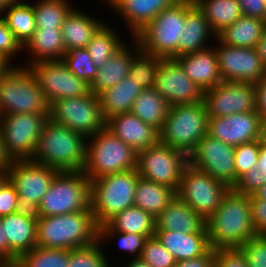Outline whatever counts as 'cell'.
<instances>
[{
    "label": "cell",
    "mask_w": 266,
    "mask_h": 267,
    "mask_svg": "<svg viewBox=\"0 0 266 267\" xmlns=\"http://www.w3.org/2000/svg\"><path fill=\"white\" fill-rule=\"evenodd\" d=\"M211 248H240L243 243L257 235L251 218L249 195L234 189L223 196L220 206L206 221Z\"/></svg>",
    "instance_id": "cell-1"
},
{
    "label": "cell",
    "mask_w": 266,
    "mask_h": 267,
    "mask_svg": "<svg viewBox=\"0 0 266 267\" xmlns=\"http://www.w3.org/2000/svg\"><path fill=\"white\" fill-rule=\"evenodd\" d=\"M88 138L48 119L30 161L59 171H83Z\"/></svg>",
    "instance_id": "cell-2"
},
{
    "label": "cell",
    "mask_w": 266,
    "mask_h": 267,
    "mask_svg": "<svg viewBox=\"0 0 266 267\" xmlns=\"http://www.w3.org/2000/svg\"><path fill=\"white\" fill-rule=\"evenodd\" d=\"M98 241L99 225L92 210L37 216V247L72 250Z\"/></svg>",
    "instance_id": "cell-3"
},
{
    "label": "cell",
    "mask_w": 266,
    "mask_h": 267,
    "mask_svg": "<svg viewBox=\"0 0 266 267\" xmlns=\"http://www.w3.org/2000/svg\"><path fill=\"white\" fill-rule=\"evenodd\" d=\"M136 167L137 153L107 128L88 138L83 172L90 181Z\"/></svg>",
    "instance_id": "cell-4"
},
{
    "label": "cell",
    "mask_w": 266,
    "mask_h": 267,
    "mask_svg": "<svg viewBox=\"0 0 266 267\" xmlns=\"http://www.w3.org/2000/svg\"><path fill=\"white\" fill-rule=\"evenodd\" d=\"M13 113L50 114L37 79L23 65H14L0 77V116Z\"/></svg>",
    "instance_id": "cell-5"
},
{
    "label": "cell",
    "mask_w": 266,
    "mask_h": 267,
    "mask_svg": "<svg viewBox=\"0 0 266 267\" xmlns=\"http://www.w3.org/2000/svg\"><path fill=\"white\" fill-rule=\"evenodd\" d=\"M91 181L83 171H60L37 207V216L91 210Z\"/></svg>",
    "instance_id": "cell-6"
},
{
    "label": "cell",
    "mask_w": 266,
    "mask_h": 267,
    "mask_svg": "<svg viewBox=\"0 0 266 267\" xmlns=\"http://www.w3.org/2000/svg\"><path fill=\"white\" fill-rule=\"evenodd\" d=\"M208 133V113L203 102L170 106L160 142L187 156Z\"/></svg>",
    "instance_id": "cell-7"
},
{
    "label": "cell",
    "mask_w": 266,
    "mask_h": 267,
    "mask_svg": "<svg viewBox=\"0 0 266 267\" xmlns=\"http://www.w3.org/2000/svg\"><path fill=\"white\" fill-rule=\"evenodd\" d=\"M139 175L136 169L102 176L91 181V210L97 224L134 205Z\"/></svg>",
    "instance_id": "cell-8"
},
{
    "label": "cell",
    "mask_w": 266,
    "mask_h": 267,
    "mask_svg": "<svg viewBox=\"0 0 266 267\" xmlns=\"http://www.w3.org/2000/svg\"><path fill=\"white\" fill-rule=\"evenodd\" d=\"M182 25H185V0L161 11L133 38L141 51L162 59H175Z\"/></svg>",
    "instance_id": "cell-9"
},
{
    "label": "cell",
    "mask_w": 266,
    "mask_h": 267,
    "mask_svg": "<svg viewBox=\"0 0 266 267\" xmlns=\"http://www.w3.org/2000/svg\"><path fill=\"white\" fill-rule=\"evenodd\" d=\"M49 118L87 138L106 128L99 98L91 91L84 96L54 101L50 105Z\"/></svg>",
    "instance_id": "cell-10"
},
{
    "label": "cell",
    "mask_w": 266,
    "mask_h": 267,
    "mask_svg": "<svg viewBox=\"0 0 266 267\" xmlns=\"http://www.w3.org/2000/svg\"><path fill=\"white\" fill-rule=\"evenodd\" d=\"M188 156L160 141L137 153L138 175L146 180L165 185L177 192Z\"/></svg>",
    "instance_id": "cell-11"
},
{
    "label": "cell",
    "mask_w": 266,
    "mask_h": 267,
    "mask_svg": "<svg viewBox=\"0 0 266 267\" xmlns=\"http://www.w3.org/2000/svg\"><path fill=\"white\" fill-rule=\"evenodd\" d=\"M229 189L224 183L188 164L183 170L176 195L206 221L220 206Z\"/></svg>",
    "instance_id": "cell-12"
},
{
    "label": "cell",
    "mask_w": 266,
    "mask_h": 267,
    "mask_svg": "<svg viewBox=\"0 0 266 267\" xmlns=\"http://www.w3.org/2000/svg\"><path fill=\"white\" fill-rule=\"evenodd\" d=\"M49 114L13 113L0 116V131L13 160H30Z\"/></svg>",
    "instance_id": "cell-13"
},
{
    "label": "cell",
    "mask_w": 266,
    "mask_h": 267,
    "mask_svg": "<svg viewBox=\"0 0 266 267\" xmlns=\"http://www.w3.org/2000/svg\"><path fill=\"white\" fill-rule=\"evenodd\" d=\"M59 172L55 168L30 160H14L7 175L19 196L20 209L36 213L43 196Z\"/></svg>",
    "instance_id": "cell-14"
},
{
    "label": "cell",
    "mask_w": 266,
    "mask_h": 267,
    "mask_svg": "<svg viewBox=\"0 0 266 267\" xmlns=\"http://www.w3.org/2000/svg\"><path fill=\"white\" fill-rule=\"evenodd\" d=\"M234 149L207 133L188 155V164L233 189L239 180L234 166Z\"/></svg>",
    "instance_id": "cell-15"
},
{
    "label": "cell",
    "mask_w": 266,
    "mask_h": 267,
    "mask_svg": "<svg viewBox=\"0 0 266 267\" xmlns=\"http://www.w3.org/2000/svg\"><path fill=\"white\" fill-rule=\"evenodd\" d=\"M49 105L54 101L84 96L90 85L76 77L62 60L41 61L28 66Z\"/></svg>",
    "instance_id": "cell-16"
},
{
    "label": "cell",
    "mask_w": 266,
    "mask_h": 267,
    "mask_svg": "<svg viewBox=\"0 0 266 267\" xmlns=\"http://www.w3.org/2000/svg\"><path fill=\"white\" fill-rule=\"evenodd\" d=\"M256 98V84L222 81L204 91L203 101L208 118H214L257 110Z\"/></svg>",
    "instance_id": "cell-17"
},
{
    "label": "cell",
    "mask_w": 266,
    "mask_h": 267,
    "mask_svg": "<svg viewBox=\"0 0 266 267\" xmlns=\"http://www.w3.org/2000/svg\"><path fill=\"white\" fill-rule=\"evenodd\" d=\"M222 81H240L256 84L266 67L256 48L233 47L213 40Z\"/></svg>",
    "instance_id": "cell-18"
},
{
    "label": "cell",
    "mask_w": 266,
    "mask_h": 267,
    "mask_svg": "<svg viewBox=\"0 0 266 267\" xmlns=\"http://www.w3.org/2000/svg\"><path fill=\"white\" fill-rule=\"evenodd\" d=\"M154 89L170 106L203 102L204 91L184 72L176 59H161Z\"/></svg>",
    "instance_id": "cell-19"
},
{
    "label": "cell",
    "mask_w": 266,
    "mask_h": 267,
    "mask_svg": "<svg viewBox=\"0 0 266 267\" xmlns=\"http://www.w3.org/2000/svg\"><path fill=\"white\" fill-rule=\"evenodd\" d=\"M261 126L257 110L208 118V134L233 147L262 139Z\"/></svg>",
    "instance_id": "cell-20"
},
{
    "label": "cell",
    "mask_w": 266,
    "mask_h": 267,
    "mask_svg": "<svg viewBox=\"0 0 266 267\" xmlns=\"http://www.w3.org/2000/svg\"><path fill=\"white\" fill-rule=\"evenodd\" d=\"M127 24L130 38L141 31L161 11L180 0H101ZM132 34V35H131Z\"/></svg>",
    "instance_id": "cell-21"
},
{
    "label": "cell",
    "mask_w": 266,
    "mask_h": 267,
    "mask_svg": "<svg viewBox=\"0 0 266 267\" xmlns=\"http://www.w3.org/2000/svg\"><path fill=\"white\" fill-rule=\"evenodd\" d=\"M1 224L10 247V262H17L23 253L37 247V215L35 213L19 210L1 217Z\"/></svg>",
    "instance_id": "cell-22"
},
{
    "label": "cell",
    "mask_w": 266,
    "mask_h": 267,
    "mask_svg": "<svg viewBox=\"0 0 266 267\" xmlns=\"http://www.w3.org/2000/svg\"><path fill=\"white\" fill-rule=\"evenodd\" d=\"M106 128L136 153L160 141V132L153 126L145 124L131 112L109 118L106 121Z\"/></svg>",
    "instance_id": "cell-23"
},
{
    "label": "cell",
    "mask_w": 266,
    "mask_h": 267,
    "mask_svg": "<svg viewBox=\"0 0 266 267\" xmlns=\"http://www.w3.org/2000/svg\"><path fill=\"white\" fill-rule=\"evenodd\" d=\"M212 39L216 40V35L203 13L193 0H185V25L178 41V57L212 47Z\"/></svg>",
    "instance_id": "cell-24"
},
{
    "label": "cell",
    "mask_w": 266,
    "mask_h": 267,
    "mask_svg": "<svg viewBox=\"0 0 266 267\" xmlns=\"http://www.w3.org/2000/svg\"><path fill=\"white\" fill-rule=\"evenodd\" d=\"M131 42L124 44L112 57L98 68L95 79L90 84V91L99 95L101 92L110 89L125 77L129 76L134 56L140 51L138 42L131 38ZM132 43V46L130 47Z\"/></svg>",
    "instance_id": "cell-25"
},
{
    "label": "cell",
    "mask_w": 266,
    "mask_h": 267,
    "mask_svg": "<svg viewBox=\"0 0 266 267\" xmlns=\"http://www.w3.org/2000/svg\"><path fill=\"white\" fill-rule=\"evenodd\" d=\"M185 74L196 83L202 91L212 89L222 82L215 47L184 54L175 58Z\"/></svg>",
    "instance_id": "cell-26"
},
{
    "label": "cell",
    "mask_w": 266,
    "mask_h": 267,
    "mask_svg": "<svg viewBox=\"0 0 266 267\" xmlns=\"http://www.w3.org/2000/svg\"><path fill=\"white\" fill-rule=\"evenodd\" d=\"M155 230L207 233L205 220L177 195L155 219Z\"/></svg>",
    "instance_id": "cell-27"
},
{
    "label": "cell",
    "mask_w": 266,
    "mask_h": 267,
    "mask_svg": "<svg viewBox=\"0 0 266 267\" xmlns=\"http://www.w3.org/2000/svg\"><path fill=\"white\" fill-rule=\"evenodd\" d=\"M77 8L71 9L61 27L66 52L75 47L86 48L97 30L105 23L104 20Z\"/></svg>",
    "instance_id": "cell-28"
},
{
    "label": "cell",
    "mask_w": 266,
    "mask_h": 267,
    "mask_svg": "<svg viewBox=\"0 0 266 267\" xmlns=\"http://www.w3.org/2000/svg\"><path fill=\"white\" fill-rule=\"evenodd\" d=\"M155 236L176 262L203 256L211 249L207 233L185 234L179 231L155 230Z\"/></svg>",
    "instance_id": "cell-29"
},
{
    "label": "cell",
    "mask_w": 266,
    "mask_h": 267,
    "mask_svg": "<svg viewBox=\"0 0 266 267\" xmlns=\"http://www.w3.org/2000/svg\"><path fill=\"white\" fill-rule=\"evenodd\" d=\"M23 50L29 56L28 60L25 59L27 62L23 63L26 67L41 61L62 60L66 49L61 28L36 29L23 46Z\"/></svg>",
    "instance_id": "cell-30"
},
{
    "label": "cell",
    "mask_w": 266,
    "mask_h": 267,
    "mask_svg": "<svg viewBox=\"0 0 266 267\" xmlns=\"http://www.w3.org/2000/svg\"><path fill=\"white\" fill-rule=\"evenodd\" d=\"M144 89L135 80L125 77L122 81L98 95L106 121L119 114L131 112L133 102Z\"/></svg>",
    "instance_id": "cell-31"
},
{
    "label": "cell",
    "mask_w": 266,
    "mask_h": 267,
    "mask_svg": "<svg viewBox=\"0 0 266 267\" xmlns=\"http://www.w3.org/2000/svg\"><path fill=\"white\" fill-rule=\"evenodd\" d=\"M266 29V21L241 16L216 35L221 43L233 47L256 48Z\"/></svg>",
    "instance_id": "cell-32"
},
{
    "label": "cell",
    "mask_w": 266,
    "mask_h": 267,
    "mask_svg": "<svg viewBox=\"0 0 266 267\" xmlns=\"http://www.w3.org/2000/svg\"><path fill=\"white\" fill-rule=\"evenodd\" d=\"M175 196L172 188L139 177L134 205L157 218Z\"/></svg>",
    "instance_id": "cell-33"
},
{
    "label": "cell",
    "mask_w": 266,
    "mask_h": 267,
    "mask_svg": "<svg viewBox=\"0 0 266 267\" xmlns=\"http://www.w3.org/2000/svg\"><path fill=\"white\" fill-rule=\"evenodd\" d=\"M169 108V103L154 88L144 89L133 102L131 113L160 132Z\"/></svg>",
    "instance_id": "cell-34"
},
{
    "label": "cell",
    "mask_w": 266,
    "mask_h": 267,
    "mask_svg": "<svg viewBox=\"0 0 266 267\" xmlns=\"http://www.w3.org/2000/svg\"><path fill=\"white\" fill-rule=\"evenodd\" d=\"M0 16L23 46L37 29L33 5L29 1L13 0Z\"/></svg>",
    "instance_id": "cell-35"
},
{
    "label": "cell",
    "mask_w": 266,
    "mask_h": 267,
    "mask_svg": "<svg viewBox=\"0 0 266 267\" xmlns=\"http://www.w3.org/2000/svg\"><path fill=\"white\" fill-rule=\"evenodd\" d=\"M193 2L203 13L215 35L242 16L237 0H193Z\"/></svg>",
    "instance_id": "cell-36"
},
{
    "label": "cell",
    "mask_w": 266,
    "mask_h": 267,
    "mask_svg": "<svg viewBox=\"0 0 266 267\" xmlns=\"http://www.w3.org/2000/svg\"><path fill=\"white\" fill-rule=\"evenodd\" d=\"M155 219L150 213L145 212L135 205L117 213L106 223L119 232L144 234L155 236Z\"/></svg>",
    "instance_id": "cell-37"
},
{
    "label": "cell",
    "mask_w": 266,
    "mask_h": 267,
    "mask_svg": "<svg viewBox=\"0 0 266 267\" xmlns=\"http://www.w3.org/2000/svg\"><path fill=\"white\" fill-rule=\"evenodd\" d=\"M108 24L110 25L108 22L104 23L86 46L97 68L101 67L126 43L117 32V28Z\"/></svg>",
    "instance_id": "cell-38"
},
{
    "label": "cell",
    "mask_w": 266,
    "mask_h": 267,
    "mask_svg": "<svg viewBox=\"0 0 266 267\" xmlns=\"http://www.w3.org/2000/svg\"><path fill=\"white\" fill-rule=\"evenodd\" d=\"M71 0H35L33 5L37 29L61 28L74 7Z\"/></svg>",
    "instance_id": "cell-39"
},
{
    "label": "cell",
    "mask_w": 266,
    "mask_h": 267,
    "mask_svg": "<svg viewBox=\"0 0 266 267\" xmlns=\"http://www.w3.org/2000/svg\"><path fill=\"white\" fill-rule=\"evenodd\" d=\"M118 237V239L116 238ZM153 236H145L144 234L119 232L113 230L107 223L99 226V241L102 245L108 241H118V249H122L125 254L133 255L130 260H139L142 250L145 247L147 240Z\"/></svg>",
    "instance_id": "cell-40"
},
{
    "label": "cell",
    "mask_w": 266,
    "mask_h": 267,
    "mask_svg": "<svg viewBox=\"0 0 266 267\" xmlns=\"http://www.w3.org/2000/svg\"><path fill=\"white\" fill-rule=\"evenodd\" d=\"M70 250L34 247L17 260L22 267H68Z\"/></svg>",
    "instance_id": "cell-41"
},
{
    "label": "cell",
    "mask_w": 266,
    "mask_h": 267,
    "mask_svg": "<svg viewBox=\"0 0 266 267\" xmlns=\"http://www.w3.org/2000/svg\"><path fill=\"white\" fill-rule=\"evenodd\" d=\"M162 58L139 51L132 61L129 77L140 84L143 89L155 86L157 70Z\"/></svg>",
    "instance_id": "cell-42"
},
{
    "label": "cell",
    "mask_w": 266,
    "mask_h": 267,
    "mask_svg": "<svg viewBox=\"0 0 266 267\" xmlns=\"http://www.w3.org/2000/svg\"><path fill=\"white\" fill-rule=\"evenodd\" d=\"M68 69L79 79L89 85L95 79L98 68L91 59L88 50L84 47H75L67 51L62 58Z\"/></svg>",
    "instance_id": "cell-43"
},
{
    "label": "cell",
    "mask_w": 266,
    "mask_h": 267,
    "mask_svg": "<svg viewBox=\"0 0 266 267\" xmlns=\"http://www.w3.org/2000/svg\"><path fill=\"white\" fill-rule=\"evenodd\" d=\"M104 248L98 241L86 247L70 250L68 267H113L105 255L107 252Z\"/></svg>",
    "instance_id": "cell-44"
},
{
    "label": "cell",
    "mask_w": 266,
    "mask_h": 267,
    "mask_svg": "<svg viewBox=\"0 0 266 267\" xmlns=\"http://www.w3.org/2000/svg\"><path fill=\"white\" fill-rule=\"evenodd\" d=\"M139 260L150 267H174L176 263L173 255L156 236L147 240Z\"/></svg>",
    "instance_id": "cell-45"
},
{
    "label": "cell",
    "mask_w": 266,
    "mask_h": 267,
    "mask_svg": "<svg viewBox=\"0 0 266 267\" xmlns=\"http://www.w3.org/2000/svg\"><path fill=\"white\" fill-rule=\"evenodd\" d=\"M260 140L236 146L234 149V166L239 179L245 172L256 166L259 157Z\"/></svg>",
    "instance_id": "cell-46"
},
{
    "label": "cell",
    "mask_w": 266,
    "mask_h": 267,
    "mask_svg": "<svg viewBox=\"0 0 266 267\" xmlns=\"http://www.w3.org/2000/svg\"><path fill=\"white\" fill-rule=\"evenodd\" d=\"M248 267H266V235L257 234L239 248Z\"/></svg>",
    "instance_id": "cell-47"
},
{
    "label": "cell",
    "mask_w": 266,
    "mask_h": 267,
    "mask_svg": "<svg viewBox=\"0 0 266 267\" xmlns=\"http://www.w3.org/2000/svg\"><path fill=\"white\" fill-rule=\"evenodd\" d=\"M20 51H23V45L6 26L5 21L0 16V53L14 62V58H17V55L19 56Z\"/></svg>",
    "instance_id": "cell-48"
},
{
    "label": "cell",
    "mask_w": 266,
    "mask_h": 267,
    "mask_svg": "<svg viewBox=\"0 0 266 267\" xmlns=\"http://www.w3.org/2000/svg\"><path fill=\"white\" fill-rule=\"evenodd\" d=\"M266 183V175H262L256 166L245 172L233 188L237 193L252 195Z\"/></svg>",
    "instance_id": "cell-49"
},
{
    "label": "cell",
    "mask_w": 266,
    "mask_h": 267,
    "mask_svg": "<svg viewBox=\"0 0 266 267\" xmlns=\"http://www.w3.org/2000/svg\"><path fill=\"white\" fill-rule=\"evenodd\" d=\"M19 210V196L8 179L0 188V218Z\"/></svg>",
    "instance_id": "cell-50"
},
{
    "label": "cell",
    "mask_w": 266,
    "mask_h": 267,
    "mask_svg": "<svg viewBox=\"0 0 266 267\" xmlns=\"http://www.w3.org/2000/svg\"><path fill=\"white\" fill-rule=\"evenodd\" d=\"M215 267H248L239 248L215 250Z\"/></svg>",
    "instance_id": "cell-51"
},
{
    "label": "cell",
    "mask_w": 266,
    "mask_h": 267,
    "mask_svg": "<svg viewBox=\"0 0 266 267\" xmlns=\"http://www.w3.org/2000/svg\"><path fill=\"white\" fill-rule=\"evenodd\" d=\"M251 218L257 234L266 235V200L249 195Z\"/></svg>",
    "instance_id": "cell-52"
},
{
    "label": "cell",
    "mask_w": 266,
    "mask_h": 267,
    "mask_svg": "<svg viewBox=\"0 0 266 267\" xmlns=\"http://www.w3.org/2000/svg\"><path fill=\"white\" fill-rule=\"evenodd\" d=\"M242 15L266 21V4L264 0H237Z\"/></svg>",
    "instance_id": "cell-53"
},
{
    "label": "cell",
    "mask_w": 266,
    "mask_h": 267,
    "mask_svg": "<svg viewBox=\"0 0 266 267\" xmlns=\"http://www.w3.org/2000/svg\"><path fill=\"white\" fill-rule=\"evenodd\" d=\"M174 267H215V249L211 248L203 256L177 261Z\"/></svg>",
    "instance_id": "cell-54"
},
{
    "label": "cell",
    "mask_w": 266,
    "mask_h": 267,
    "mask_svg": "<svg viewBox=\"0 0 266 267\" xmlns=\"http://www.w3.org/2000/svg\"><path fill=\"white\" fill-rule=\"evenodd\" d=\"M257 112L266 115V74L256 83Z\"/></svg>",
    "instance_id": "cell-55"
},
{
    "label": "cell",
    "mask_w": 266,
    "mask_h": 267,
    "mask_svg": "<svg viewBox=\"0 0 266 267\" xmlns=\"http://www.w3.org/2000/svg\"><path fill=\"white\" fill-rule=\"evenodd\" d=\"M13 158L6 150V146L3 143V138L0 131V173H7L10 167L13 165Z\"/></svg>",
    "instance_id": "cell-56"
},
{
    "label": "cell",
    "mask_w": 266,
    "mask_h": 267,
    "mask_svg": "<svg viewBox=\"0 0 266 267\" xmlns=\"http://www.w3.org/2000/svg\"><path fill=\"white\" fill-rule=\"evenodd\" d=\"M0 262L1 263L10 262V247L8 246V241L4 234V229L2 228L1 218H0Z\"/></svg>",
    "instance_id": "cell-57"
},
{
    "label": "cell",
    "mask_w": 266,
    "mask_h": 267,
    "mask_svg": "<svg viewBox=\"0 0 266 267\" xmlns=\"http://www.w3.org/2000/svg\"><path fill=\"white\" fill-rule=\"evenodd\" d=\"M262 175H266V141L260 139L259 157L256 164Z\"/></svg>",
    "instance_id": "cell-58"
},
{
    "label": "cell",
    "mask_w": 266,
    "mask_h": 267,
    "mask_svg": "<svg viewBox=\"0 0 266 267\" xmlns=\"http://www.w3.org/2000/svg\"><path fill=\"white\" fill-rule=\"evenodd\" d=\"M258 54L266 67V29L256 47Z\"/></svg>",
    "instance_id": "cell-59"
},
{
    "label": "cell",
    "mask_w": 266,
    "mask_h": 267,
    "mask_svg": "<svg viewBox=\"0 0 266 267\" xmlns=\"http://www.w3.org/2000/svg\"><path fill=\"white\" fill-rule=\"evenodd\" d=\"M12 62L6 58L3 54L0 53V77L7 73L14 65L17 64H11Z\"/></svg>",
    "instance_id": "cell-60"
},
{
    "label": "cell",
    "mask_w": 266,
    "mask_h": 267,
    "mask_svg": "<svg viewBox=\"0 0 266 267\" xmlns=\"http://www.w3.org/2000/svg\"><path fill=\"white\" fill-rule=\"evenodd\" d=\"M252 196L256 199L266 200V183L255 191Z\"/></svg>",
    "instance_id": "cell-61"
},
{
    "label": "cell",
    "mask_w": 266,
    "mask_h": 267,
    "mask_svg": "<svg viewBox=\"0 0 266 267\" xmlns=\"http://www.w3.org/2000/svg\"><path fill=\"white\" fill-rule=\"evenodd\" d=\"M124 265H126L125 267H150L148 264H145L140 260H127V264L125 263Z\"/></svg>",
    "instance_id": "cell-62"
},
{
    "label": "cell",
    "mask_w": 266,
    "mask_h": 267,
    "mask_svg": "<svg viewBox=\"0 0 266 267\" xmlns=\"http://www.w3.org/2000/svg\"><path fill=\"white\" fill-rule=\"evenodd\" d=\"M261 137L266 141V115L261 117Z\"/></svg>",
    "instance_id": "cell-63"
},
{
    "label": "cell",
    "mask_w": 266,
    "mask_h": 267,
    "mask_svg": "<svg viewBox=\"0 0 266 267\" xmlns=\"http://www.w3.org/2000/svg\"><path fill=\"white\" fill-rule=\"evenodd\" d=\"M13 0H0V14Z\"/></svg>",
    "instance_id": "cell-64"
},
{
    "label": "cell",
    "mask_w": 266,
    "mask_h": 267,
    "mask_svg": "<svg viewBox=\"0 0 266 267\" xmlns=\"http://www.w3.org/2000/svg\"><path fill=\"white\" fill-rule=\"evenodd\" d=\"M0 267H22L18 262L1 263Z\"/></svg>",
    "instance_id": "cell-65"
},
{
    "label": "cell",
    "mask_w": 266,
    "mask_h": 267,
    "mask_svg": "<svg viewBox=\"0 0 266 267\" xmlns=\"http://www.w3.org/2000/svg\"><path fill=\"white\" fill-rule=\"evenodd\" d=\"M8 180L7 173H0V188Z\"/></svg>",
    "instance_id": "cell-66"
}]
</instances>
